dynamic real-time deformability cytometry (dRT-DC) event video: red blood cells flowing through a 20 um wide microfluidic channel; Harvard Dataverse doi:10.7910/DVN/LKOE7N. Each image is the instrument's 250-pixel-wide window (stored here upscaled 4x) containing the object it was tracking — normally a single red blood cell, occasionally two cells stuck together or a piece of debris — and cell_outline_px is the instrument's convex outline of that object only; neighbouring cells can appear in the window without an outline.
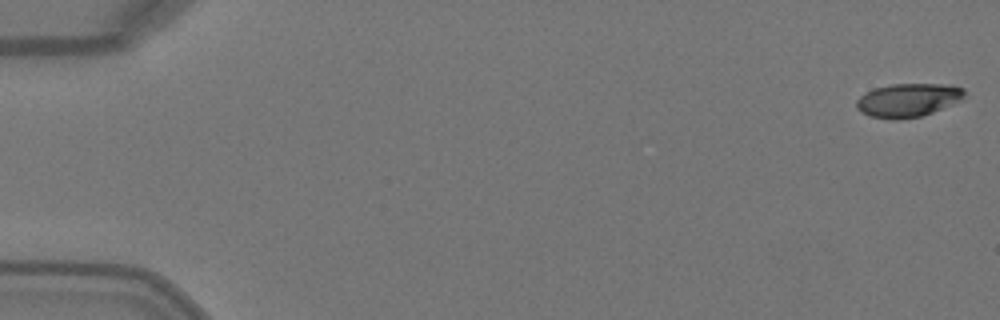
{"species": "Egyptian fruit bat (a non-hibernating species)", "species_latin": "Rousettus aegyptiacus", "temperature_condition": "warm", "stored_images_in_passage": 50, "camera_frame_rate_fps": 3000, "um_per_image_px": 0.085, "animal": {"sex": "female"}, "frame": {"image": 1, "passage_image": 1, "time_ms": 0.0, "image_size_px": [1000, 320], "cell_outline_px": [[964, 96], [960, 100], [932, 112], [920, 116], [900, 120], [892, 120], [868, 116], [860, 112], [856, 108], [856, 100], [860, 96], [876, 88], [892, 84], [940, 84], [964, 88]], "centroid_in_image_um": [77.12, 8.53], "position_along_channel_um": 7.9, "area_um2": 20.92}}
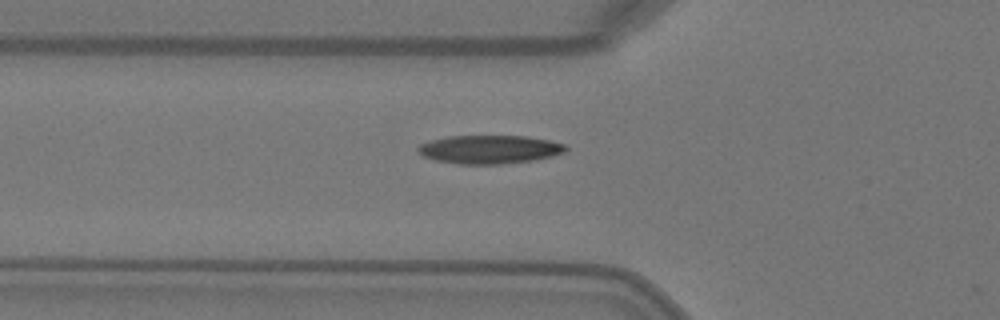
{"frame": {"image": 2, "passage_image": 18, "time_ms": 5.667, "image_size_px": [1000, 320], "cell_outline_px": [[568, 148], [564, 152], [536, 160], [500, 164], [460, 164], [436, 160], [424, 156], [416, 148], [420, 144], [432, 140], [448, 136], [528, 136], [548, 140], [564, 144]], "centroid_in_image_um": [41.62, 12.7], "position_along_channel_um": 84.2, "area_um2": 24.33}}
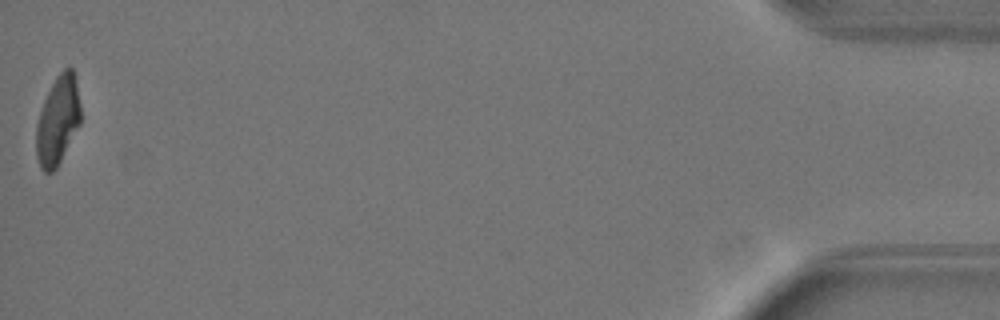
{"frame": {"image": 3, "passage_image": 50, "time_ms": 16.333, "image_size_px": [1000, 320], "cell_outline_px": [[80, 124], [56, 168], [52, 172], [44, 172], [40, 168], [36, 156], [36, 124], [44, 100], [56, 76], [64, 68], [72, 68], [76, 80], [80, 104]], "centroid_in_image_um": [4.9, 10.24], "position_along_channel_um": 430.3, "area_um2": 22.77}, "authors_computed_cell_mechanics": {"area_um2": 24.276, "velocity_mm_per_s": 4.1125, "shape_relaxation_time_tau1_ms": 4.8605, "shape_relaxation_time_tau2_ms": 1.2385, "deformation_change_tau1": 0.2057, "deformation_change_tau2": 0.0547}}